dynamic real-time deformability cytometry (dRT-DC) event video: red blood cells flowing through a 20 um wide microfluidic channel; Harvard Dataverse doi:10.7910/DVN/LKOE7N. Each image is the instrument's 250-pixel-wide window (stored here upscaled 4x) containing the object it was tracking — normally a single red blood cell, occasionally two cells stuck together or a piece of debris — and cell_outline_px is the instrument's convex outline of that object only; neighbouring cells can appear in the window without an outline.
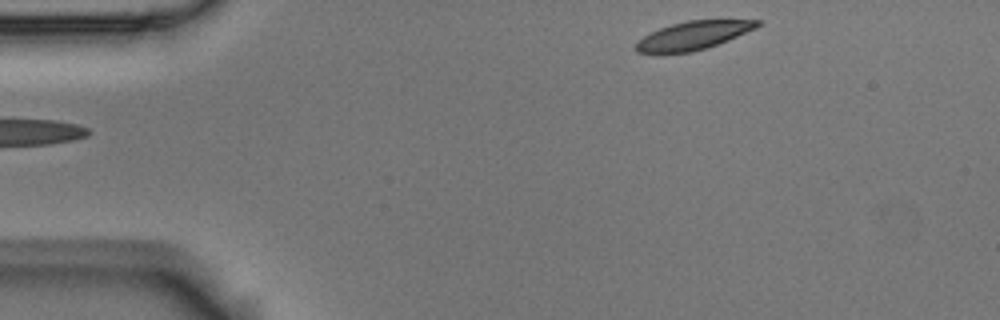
{"species": "Egyptian fruit bat (a non-hibernating species)", "species_latin": "Rousettus aegyptiacus", "temperature_condition": "room temperature", "stored_images_in_passage": 4, "segment_of_instrument_passage": [2, 2], "camera_frame_rate_fps": 3000, "um_per_image_px": 0.085, "animal": {"sex": "male"}, "frame": {"image": 1, "passage_image": 4, "time_ms": 1.0, "image_size_px": [1000, 320], "cell_outline_px": [[760, 24], [756, 28], [728, 40], [708, 48], [692, 52], [664, 56], [636, 52], [636, 44], [644, 36], [660, 28], [672, 24], [688, 20], [760, 20]], "centroid_in_image_um": [58.87, 3.06], "position_along_channel_um": 26.1, "area_um2": 20.4}}